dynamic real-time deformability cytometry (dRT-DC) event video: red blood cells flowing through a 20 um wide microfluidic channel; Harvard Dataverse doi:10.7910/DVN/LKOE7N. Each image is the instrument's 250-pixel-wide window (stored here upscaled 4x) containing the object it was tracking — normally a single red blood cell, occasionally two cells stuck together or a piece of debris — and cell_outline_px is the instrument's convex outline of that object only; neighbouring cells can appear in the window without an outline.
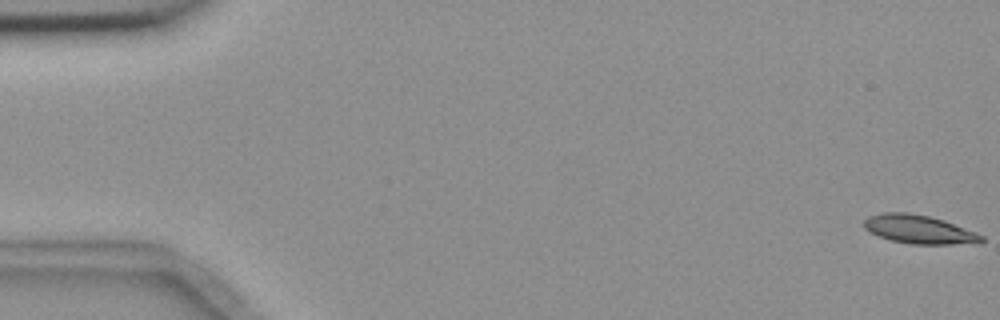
{"species": "common noctule bat (a hibernating species)", "species_latin": "Nyctalus noctula", "temperature_condition": "room temperature", "stored_images_in_passage": 5, "camera_frame_rate_fps": 3000, "um_per_image_px": 0.085, "animal": {"sex": "female", "body_mass_g": 18.4}, "frame": {"image": 1, "passage_image": 1, "time_ms": 0.0, "image_size_px": [1000, 320], "cell_outline_px": [[984, 240], [980, 244], [912, 244], [892, 240], [868, 232], [864, 228], [864, 220], [868, 216], [884, 212], [908, 212], [928, 216], [944, 220], [976, 232], [984, 236]], "centroid_in_image_um": [78.15, 19.5], "position_along_channel_um": 6.8, "area_um2": 19.71}}
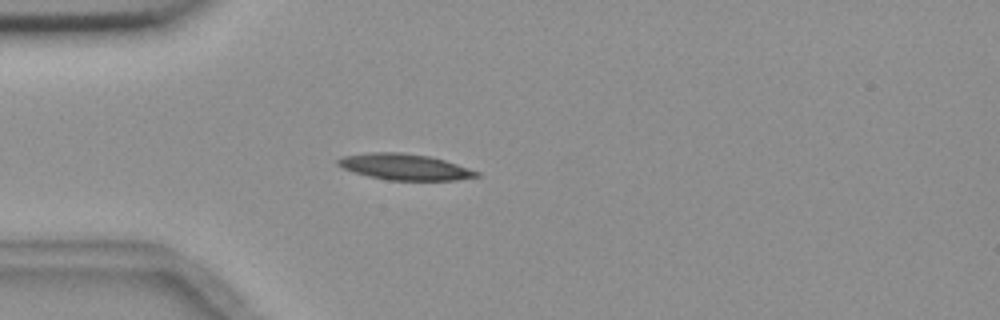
{"frame": {"image": 2, "passage_image": 4, "time_ms": 5.0, "image_size_px": [1000, 320], "cell_outline_px": [[480, 176], [456, 180], [388, 180], [368, 176], [352, 172], [336, 164], [336, 160], [344, 156], [372, 152], [400, 152], [428, 156], [444, 160], [480, 172]], "centroid_in_image_um": [34.38, 14.19], "position_along_channel_um": 50.6, "area_um2": 20.92}}